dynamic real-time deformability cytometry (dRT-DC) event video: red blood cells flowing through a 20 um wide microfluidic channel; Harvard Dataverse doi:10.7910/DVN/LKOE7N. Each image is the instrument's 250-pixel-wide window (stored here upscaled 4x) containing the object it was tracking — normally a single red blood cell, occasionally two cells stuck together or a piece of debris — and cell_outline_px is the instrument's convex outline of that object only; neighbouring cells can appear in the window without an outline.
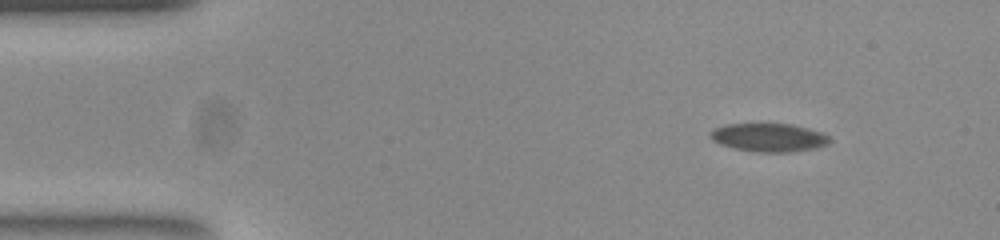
{"species": "common noctule bat (a hibernating species)", "species_latin": "Nyctalus noctula", "temperature_condition": "room temperature", "stored_images_in_passage": 49, "camera_frame_rate_fps": 3000, "um_per_image_px": 0.085, "animal": {"sex": "female", "body_mass_g": 23.0, "forearm_length_mm": 53.4}, "frame": {"image": 1, "passage_image": 1, "time_ms": 0.0, "image_size_px": [1000, 240], "cell_outline_px": [[832, 140], [828, 144], [816, 148], [788, 152], [756, 152], [736, 148], [720, 144], [712, 140], [708, 136], [716, 128], [724, 124], [792, 124], [808, 128], [820, 132], [828, 136]], "centroid_in_image_um": [65.36, 11.69], "position_along_channel_um": 19.6, "area_um2": 19.59}}
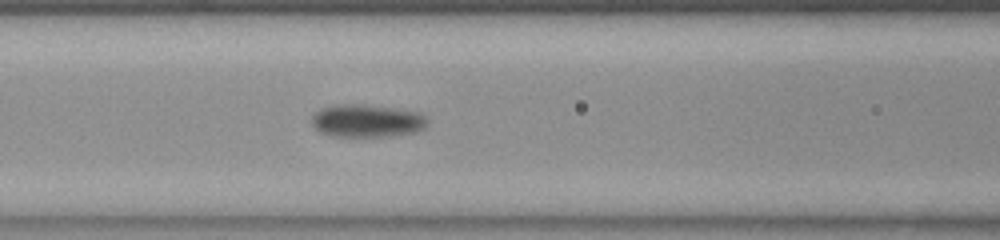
{"frame": {"image": 2, "passage_image": 17, "time_ms": 5.333, "image_size_px": [1000, 240], "cell_outline_px": [[428, 124], [424, 128], [416, 132], [392, 136], [332, 136], [320, 132], [312, 124], [312, 116], [320, 108], [336, 104], [364, 104], [420, 112], [428, 116]], "centroid_in_image_um": [31.22, 10.26], "position_along_channel_um": 135.4, "area_um2": 22.31}}
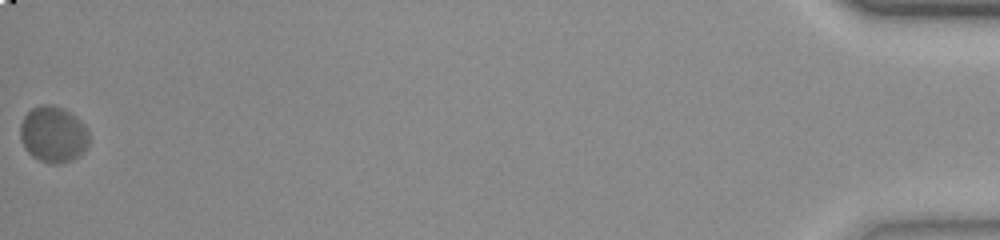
{"frame": {"image": 3, "passage_image": 49, "time_ms": 16.0, "image_size_px": [1000, 240], "cell_outline_px": [[88, 144], [84, 152], [80, 156], [72, 160], [60, 164], [52, 164], [40, 160], [32, 156], [28, 152], [20, 136], [20, 124], [24, 116], [32, 108], [40, 104], [52, 104], [64, 108], [76, 116], [84, 124], [88, 132]], "centroid_in_image_um": [4.54, 11.41], "position_along_channel_um": 430.7, "area_um2": 22.72}, "authors_computed_cell_mechanics": {"area_um2": 20.8658, "velocity_mm_per_s": 3.7546, "shape_relaxation_time_tau1_ms": 2.2624, "shape_relaxation_time_tau2_ms": null, "deformation_change_tau1": 0.0851, "deformation_change_tau2": null}}